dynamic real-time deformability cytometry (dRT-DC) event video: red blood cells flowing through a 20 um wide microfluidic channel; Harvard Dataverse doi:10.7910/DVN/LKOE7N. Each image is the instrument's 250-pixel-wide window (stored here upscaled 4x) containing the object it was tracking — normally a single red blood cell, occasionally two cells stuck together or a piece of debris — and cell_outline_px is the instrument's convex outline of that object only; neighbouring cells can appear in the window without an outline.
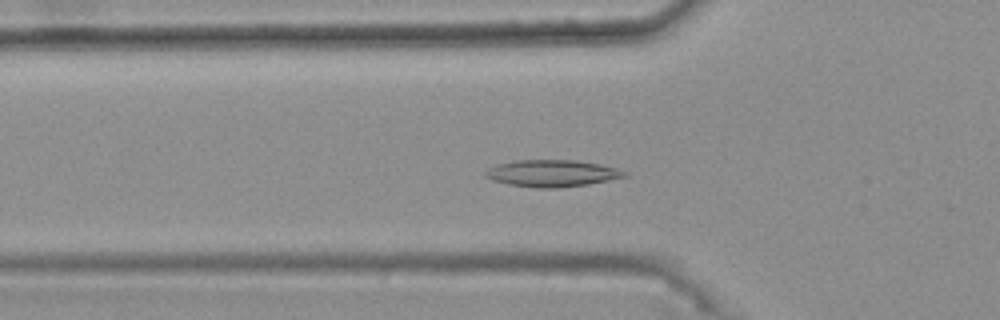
{"species": "common noctule bat (a hibernating species)", "species_latin": "Nyctalus noctula", "temperature_condition": "warm", "stored_images_in_passage": 44, "camera_frame_rate_fps": 3000, "um_per_image_px": 0.085, "animal": {"sex": "female", "body_mass_g": 25.1}, "frame": {"image": 1, "passage_image": 17, "time_ms": 5.333, "image_size_px": [1000, 320], "cell_outline_px": [[628, 176], [588, 184], [560, 188], [536, 188], [508, 184], [492, 180], [484, 176], [484, 172], [488, 168], [496, 164], [512, 160], [576, 160], [600, 164], [616, 168], [628, 172]], "centroid_in_image_um": [46.9, 14.73], "position_along_channel_um": 78.9, "area_um2": 21.96}}
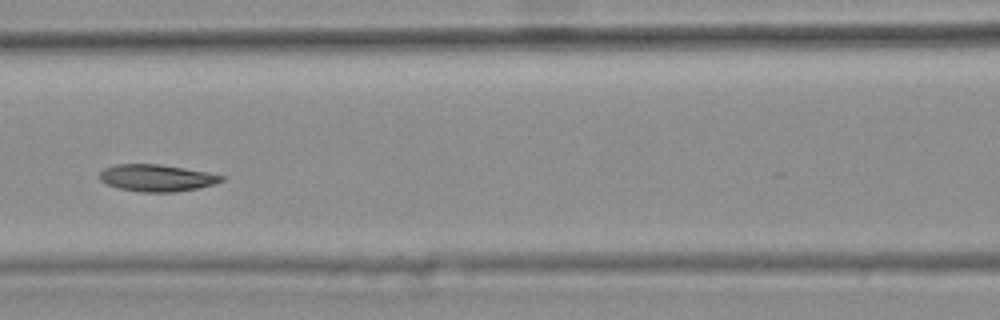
{"frame": {"image": 2, "passage_image": 23, "time_ms": 7.333, "image_size_px": [1000, 320], "cell_outline_px": [[224, 180], [216, 184], [200, 188], [176, 192], [140, 192], [120, 188], [108, 184], [100, 180], [100, 172], [104, 168], [116, 164], [160, 164], [208, 172], [224, 176]], "centroid_in_image_um": [13.36, 15.12], "position_along_channel_um": 153.2, "area_um2": 19.19}}
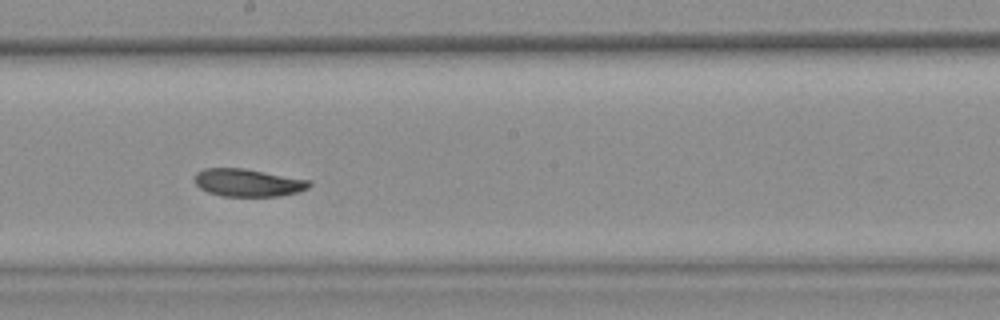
{"frame": {"image": 3, "passage_image": 29, "time_ms": 9.333, "image_size_px": [1000, 320], "cell_outline_px": [[312, 184], [308, 188], [300, 192], [280, 196], [224, 196], [208, 192], [200, 188], [196, 184], [196, 172], [204, 168], [244, 168], [312, 180]], "centroid_in_image_um": [21.13, 15.52], "position_along_channel_um": 227.1, "area_um2": 18.61}, "authors_computed_cell_mechanics": {"area_um2": 19.5942, "velocity_mm_per_s": 3.7103, "shape_relaxation_time_tau1_ms": 6.7652, "shape_relaxation_time_tau2_ms": 4.6857, "deformation_change_tau1": 0.118, "deformation_change_tau2": 0.0829}}